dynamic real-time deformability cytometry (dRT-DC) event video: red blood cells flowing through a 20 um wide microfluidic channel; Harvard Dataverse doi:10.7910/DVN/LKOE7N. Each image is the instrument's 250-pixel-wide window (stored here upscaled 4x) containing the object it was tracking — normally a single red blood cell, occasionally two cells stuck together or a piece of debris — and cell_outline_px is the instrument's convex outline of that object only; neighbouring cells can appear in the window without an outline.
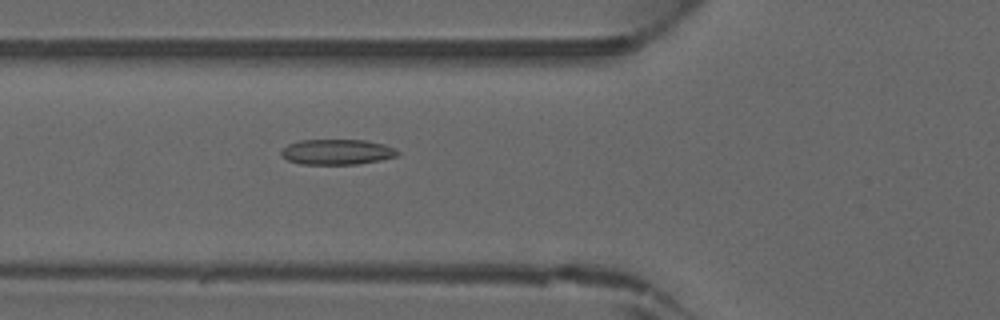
{"species": "common noctule bat (a hibernating species)", "species_latin": "Nyctalus noctula", "temperature_condition": "warm", "stored_images_in_passage": 40, "camera_frame_rate_fps": 3000, "um_per_image_px": 0.085, "animal": {"sex": "male", "forearm_length_mm": 52.5}, "frame": {"image": 1, "passage_image": 17, "time_ms": 5.333, "image_size_px": [1000, 320], "cell_outline_px": [[400, 152], [396, 156], [380, 160], [356, 164], [300, 164], [288, 160], [280, 156], [280, 152], [288, 144], [300, 140], [364, 140], [384, 144]], "centroid_in_image_um": [28.6, 12.91], "position_along_channel_um": 97.2, "area_um2": 17.11}}
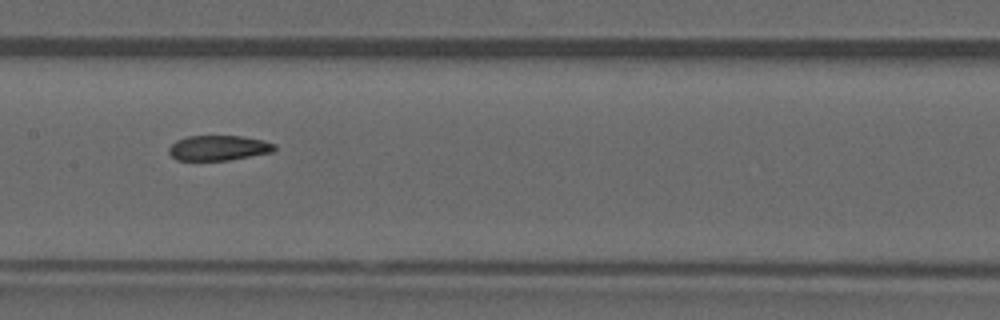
{"frame": {"image": 2, "passage_image": 23, "time_ms": 7.333, "image_size_px": [1000, 320], "cell_outline_px": [[276, 148], [272, 152], [228, 160], [176, 160], [168, 152], [168, 148], [176, 140], [188, 136], [240, 136], [264, 140], [276, 144]], "centroid_in_image_um": [18.57, 12.57], "position_along_channel_um": 188.8, "area_um2": 15.43}}